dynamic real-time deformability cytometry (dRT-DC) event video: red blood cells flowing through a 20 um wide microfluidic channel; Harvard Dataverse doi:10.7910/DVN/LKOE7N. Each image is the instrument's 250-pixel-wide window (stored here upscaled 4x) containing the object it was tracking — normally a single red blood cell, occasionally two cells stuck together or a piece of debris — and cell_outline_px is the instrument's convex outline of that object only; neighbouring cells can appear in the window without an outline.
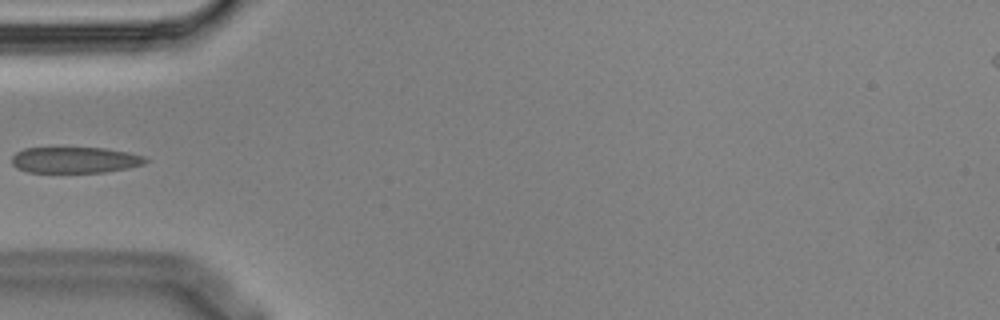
{"species": "Egyptian fruit bat (a non-hibernating species)", "species_latin": "Rousettus aegyptiacus", "temperature_condition": "cold", "stored_images_in_passage": 6, "camera_frame_rate_fps": 3000, "um_per_image_px": 0.085, "animal": {"sex": "male"}, "frame": {"image": 1, "passage_image": 5, "time_ms": 1.333, "image_size_px": [1000, 320], "cell_outline_px": [[148, 160], [144, 164], [128, 168], [104, 172], [28, 172], [16, 168], [12, 164], [12, 156], [16, 152], [24, 148], [104, 148], [128, 152], [144, 156]], "centroid_in_image_um": [6.36, 13.6], "position_along_channel_um": 78.6, "area_um2": 20.29}}